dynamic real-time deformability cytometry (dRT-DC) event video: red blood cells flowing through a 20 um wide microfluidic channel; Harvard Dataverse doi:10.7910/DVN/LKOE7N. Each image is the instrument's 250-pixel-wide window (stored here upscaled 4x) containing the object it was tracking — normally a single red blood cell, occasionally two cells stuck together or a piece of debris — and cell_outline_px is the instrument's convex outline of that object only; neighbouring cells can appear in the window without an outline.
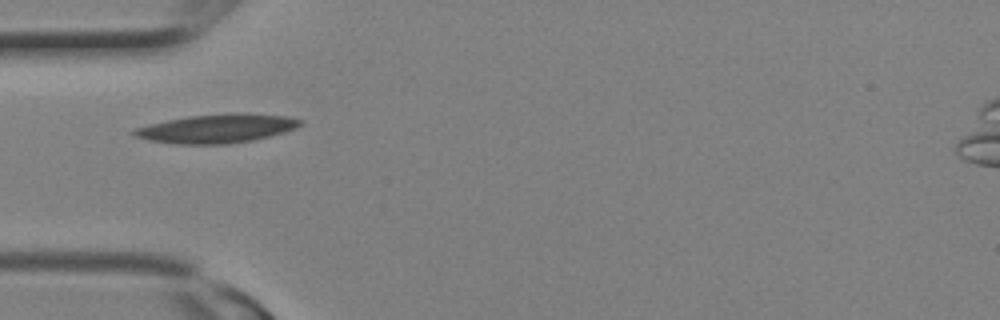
{"species": "Egyptian fruit bat (a non-hibernating species)", "species_latin": "Rousettus aegyptiacus", "temperature_condition": "room temperature", "stored_images_in_passage": 3, "camera_frame_rate_fps": 3000, "um_per_image_px": 0.085, "animal": {"sex": "female"}, "frame": {"image": 1, "passage_image": 3, "time_ms": 0.667, "image_size_px": [1000, 320], "cell_outline_px": [[304, 124], [296, 128], [284, 132], [252, 140], [224, 144], [176, 144], [152, 140], [136, 136], [132, 132], [136, 128], [148, 124], [188, 116], [232, 112], [244, 112], [288, 116], [304, 120]], "centroid_in_image_um": [18.52, 10.9], "position_along_channel_um": 66.5, "area_um2": 27.92}}